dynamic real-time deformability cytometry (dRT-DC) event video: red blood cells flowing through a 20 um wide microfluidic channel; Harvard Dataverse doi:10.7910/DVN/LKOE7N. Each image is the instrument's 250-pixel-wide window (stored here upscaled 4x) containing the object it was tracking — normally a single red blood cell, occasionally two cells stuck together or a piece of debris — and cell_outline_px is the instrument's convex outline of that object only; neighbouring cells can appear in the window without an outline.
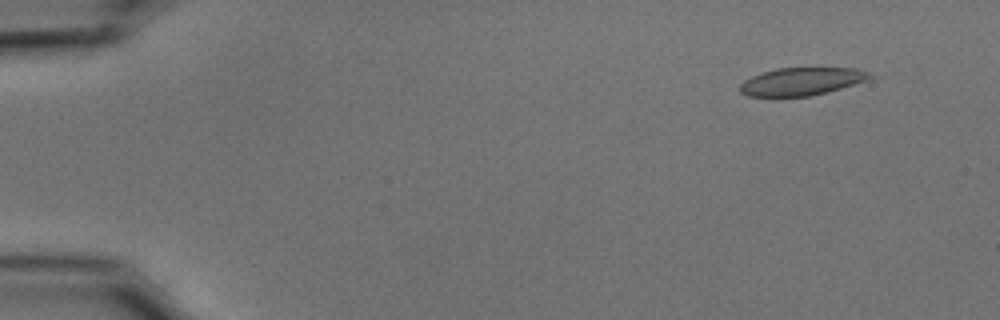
{"species": "common noctule bat (a hibernating species)", "species_latin": "Nyctalus noctula", "temperature_condition": "cold", "stored_images_in_passage": 37, "camera_frame_rate_fps": 3000, "um_per_image_px": 0.085, "animal": {"sex": "male", "body_mass_g": 15.6}, "frame": {"image": 1, "passage_image": 5, "time_ms": 1.333, "image_size_px": [1000, 320], "cell_outline_px": [[880, 76], [872, 80], [828, 92], [808, 96], [748, 96], [740, 92], [740, 84], [744, 80], [752, 76], [776, 68], [856, 68]], "centroid_in_image_um": [68.25, 6.92], "position_along_channel_um": 16.7, "area_um2": 21.33}}
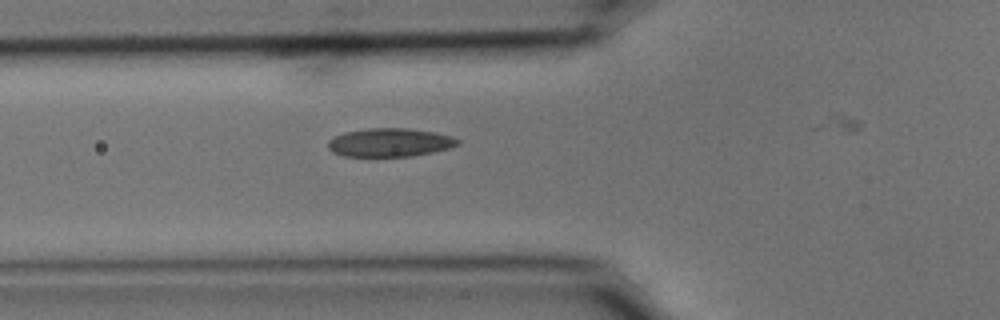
{"frame": {"image": 2, "passage_image": 20, "time_ms": 6.333, "image_size_px": [1000, 320], "cell_outline_px": [[460, 144], [452, 148], [412, 156], [344, 156], [332, 152], [328, 148], [328, 140], [344, 132], [368, 128], [408, 128], [432, 132], [452, 136], [460, 140]], "centroid_in_image_um": [33.15, 12.11], "position_along_channel_um": 92.6, "area_um2": 21.56}}
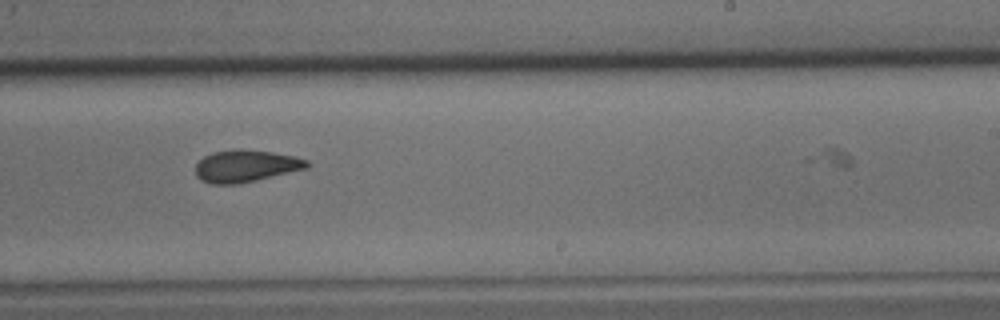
{"frame": {"image": 3, "passage_image": 34, "time_ms": 11.0, "image_size_px": [1000, 320], "cell_outline_px": [[312, 164], [308, 168], [240, 184], [212, 184], [200, 180], [196, 176], [196, 164], [204, 156], [212, 152], [272, 152], [292, 156], [308, 160]], "centroid_in_image_um": [20.91, 14.17], "position_along_channel_um": 268.1, "area_um2": 20.17}}